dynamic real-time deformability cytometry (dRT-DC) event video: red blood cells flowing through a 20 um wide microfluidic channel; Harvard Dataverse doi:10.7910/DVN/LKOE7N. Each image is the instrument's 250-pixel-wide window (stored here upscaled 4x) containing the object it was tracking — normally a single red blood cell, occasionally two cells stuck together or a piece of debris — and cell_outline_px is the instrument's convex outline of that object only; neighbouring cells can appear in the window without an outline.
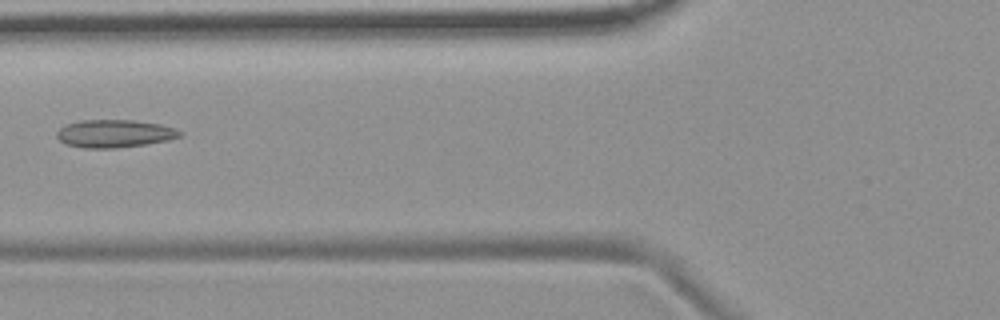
{"species": "common noctule bat (a hibernating species)", "species_latin": "Nyctalus noctula", "temperature_condition": "room temperature", "stored_images_in_passage": 8, "camera_frame_rate_fps": 3000, "um_per_image_px": 0.085, "animal": {"sex": "female", "body_mass_g": 19.9}, "frame": {"image": 1, "passage_image": 6, "time_ms": 6.0, "image_size_px": [1000, 320], "cell_outline_px": [[184, 132], [180, 136], [168, 140], [144, 144], [116, 148], [84, 148], [64, 144], [56, 136], [56, 132], [60, 128], [68, 124], [80, 120], [132, 120], [160, 124]], "centroid_in_image_um": [9.7, 11.36], "position_along_channel_um": 116.1, "area_um2": 19.83}}
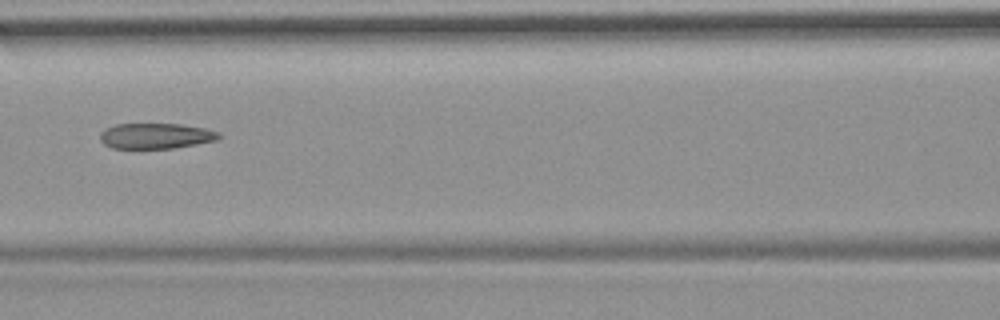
{"frame": {"image": 2, "passage_image": 7, "time_ms": 7.0, "image_size_px": [1000, 320], "cell_outline_px": [[220, 136], [216, 140], [196, 144], [172, 148], [112, 148], [104, 144], [100, 140], [100, 132], [104, 128], [116, 124], [180, 124], [204, 128], [220, 132]], "centroid_in_image_um": [13.21, 11.55], "position_along_channel_um": 153.4, "area_um2": 17.63}}
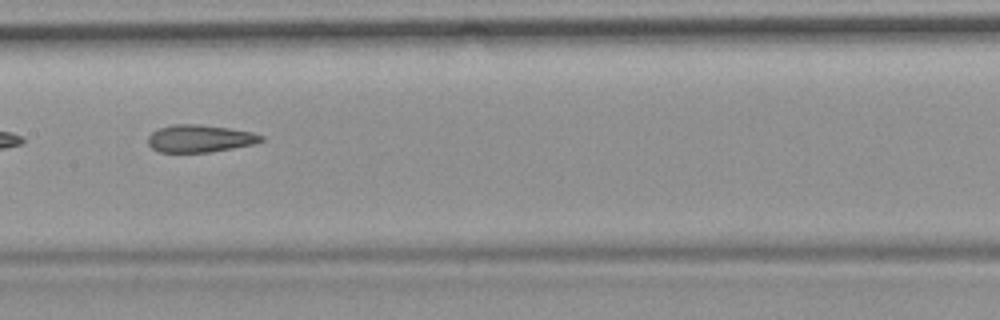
{"frame": {"image": 3, "passage_image": 8, "time_ms": 8.0, "image_size_px": [1000, 320], "cell_outline_px": [[264, 140], [256, 144], [212, 152], [160, 152], [152, 148], [148, 144], [148, 136], [152, 132], [160, 128], [172, 124], [200, 124], [228, 128], [252, 132], [264, 136]], "centroid_in_image_um": [17.01, 11.78], "position_along_channel_um": 190.4, "area_um2": 18.21}}